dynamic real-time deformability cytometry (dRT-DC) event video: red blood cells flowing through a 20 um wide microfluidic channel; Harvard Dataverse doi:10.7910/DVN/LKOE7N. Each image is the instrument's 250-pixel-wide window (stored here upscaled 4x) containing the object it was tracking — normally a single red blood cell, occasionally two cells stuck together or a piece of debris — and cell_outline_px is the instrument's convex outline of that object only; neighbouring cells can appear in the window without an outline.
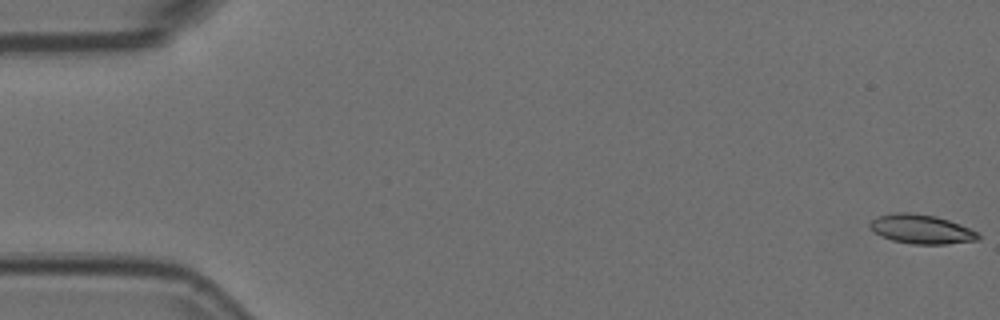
{"species": "Egyptian fruit bat (a non-hibernating species)", "species_latin": "Rousettus aegyptiacus", "temperature_condition": "room temperature", "stored_images_in_passage": 55, "camera_frame_rate_fps": 3000, "um_per_image_px": 0.085, "animal": {"sex": "female"}, "frame": {"image": 1, "passage_image": 1, "time_ms": 0.0, "image_size_px": [1000, 320], "cell_outline_px": [[980, 240], [948, 244], [912, 244], [892, 240], [880, 236], [868, 224], [876, 216], [896, 212], [908, 212], [936, 216], [960, 224], [980, 232]], "centroid_in_image_um": [78.35, 19.48], "position_along_channel_um": 6.6, "area_um2": 18.55}}
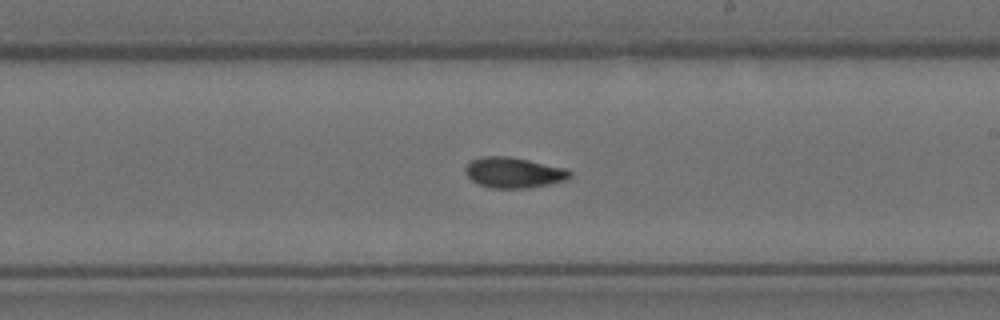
{"frame": {"image": 2, "passage_image": 32, "time_ms": 10.333, "image_size_px": [1000, 320], "cell_outline_px": [[572, 176], [568, 180], [528, 188], [488, 188], [472, 180], [464, 172], [464, 168], [472, 160], [484, 156], [508, 156], [528, 160], [564, 168], [572, 172]], "centroid_in_image_um": [43.67, 14.68], "position_along_channel_um": 245.3, "area_um2": 18.55}}
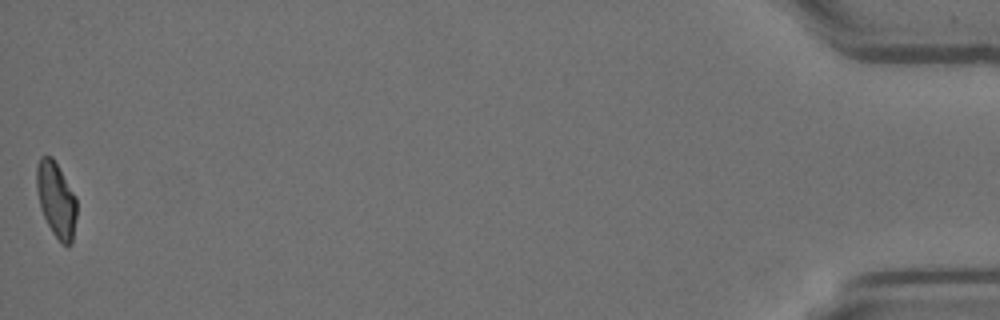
{"frame": {"image": 3, "passage_image": 55, "time_ms": 18.0, "image_size_px": [1000, 320], "cell_outline_px": [[76, 216], [72, 244], [68, 248], [60, 244], [52, 232], [40, 208], [36, 188], [36, 164], [40, 156], [52, 156], [76, 196]], "centroid_in_image_um": [4.77, 17.0], "position_along_channel_um": 430.4, "area_um2": 17.86}, "authors_computed_cell_mechanics": {"area_um2": 18.207, "velocity_mm_per_s": 3.7127, "shape_relaxation_time_tau1_ms": 4.9728, "shape_relaxation_time_tau2_ms": 2.2636, "deformation_change_tau1": 0.1614, "deformation_change_tau2": 0.0754}}